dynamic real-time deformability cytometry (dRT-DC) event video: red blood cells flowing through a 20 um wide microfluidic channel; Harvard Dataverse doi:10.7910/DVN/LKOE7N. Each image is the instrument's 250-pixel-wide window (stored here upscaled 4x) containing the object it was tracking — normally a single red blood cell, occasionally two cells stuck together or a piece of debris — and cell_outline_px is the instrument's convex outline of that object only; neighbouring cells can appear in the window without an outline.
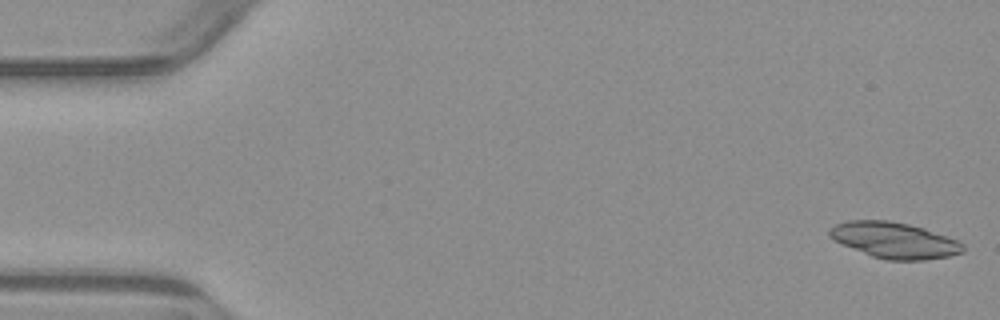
{"species": "common noctule bat (a hibernating species)", "species_latin": "Nyctalus noctula", "temperature_condition": "warm", "stored_images_in_passage": 4, "camera_frame_rate_fps": 3000, "um_per_image_px": 0.085, "animal": {"sex": "male", "body_mass_g": 23.1, "forearm_length_mm": 52.7}, "frame": {"image": 1, "passage_image": 1, "time_ms": 0.0, "image_size_px": [1000, 320], "cell_outline_px": [[964, 252], [948, 256], [924, 260], [888, 260], [872, 256], [832, 240], [828, 236], [828, 232], [836, 224], [848, 220], [888, 220], [908, 224], [924, 228], [956, 240], [964, 244]], "centroid_in_image_um": [76.0, 20.42], "position_along_channel_um": 9.0, "area_um2": 27.8}}